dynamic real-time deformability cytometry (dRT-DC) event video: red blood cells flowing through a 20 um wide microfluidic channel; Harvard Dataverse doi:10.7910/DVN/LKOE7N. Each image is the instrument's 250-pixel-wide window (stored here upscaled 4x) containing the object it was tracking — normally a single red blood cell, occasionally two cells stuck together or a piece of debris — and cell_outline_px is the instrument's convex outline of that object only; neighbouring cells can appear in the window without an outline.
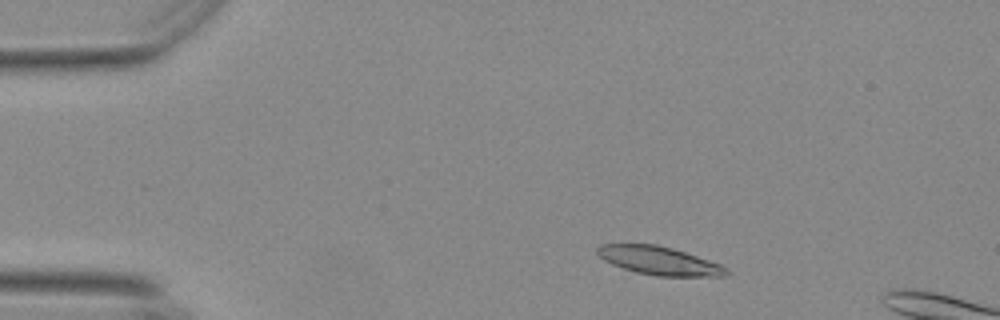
{"species": "Egyptian fruit bat (a non-hibernating species)", "species_latin": "Rousettus aegyptiacus", "temperature_condition": "warm", "stored_images_in_passage": 14, "camera_frame_rate_fps": 3000, "um_per_image_px": 0.085, "animal": {"sex": "female"}, "frame": {"image": 1, "passage_image": 6, "time_ms": 1.667, "image_size_px": [1000, 320], "cell_outline_px": [[728, 272], [724, 276], [656, 276], [636, 272], [612, 264], [604, 260], [596, 252], [596, 248], [600, 244], [656, 244], [672, 248], [720, 264], [728, 268]], "centroid_in_image_um": [56.0, 22.15], "position_along_channel_um": 29.0, "area_um2": 21.1}}